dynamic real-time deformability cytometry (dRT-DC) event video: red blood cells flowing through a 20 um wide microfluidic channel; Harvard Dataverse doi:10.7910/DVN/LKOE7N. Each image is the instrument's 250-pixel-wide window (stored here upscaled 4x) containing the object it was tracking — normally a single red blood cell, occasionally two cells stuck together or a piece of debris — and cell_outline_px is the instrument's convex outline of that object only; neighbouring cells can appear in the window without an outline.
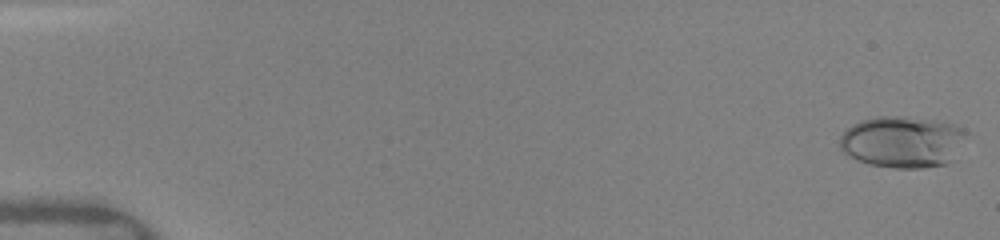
{"species": "human", "species_latin": "Homo sapiens", "temperature_condition": "warm", "stored_images_in_passage": 11, "camera_frame_rate_fps": 3000, "um_per_image_px": 0.085, "donor": {"sex": "female"}, "frame": {"image": 1, "passage_image": 1, "time_ms": 0.0, "image_size_px": [1000, 240], "cell_outline_px": [[968, 132], [948, 164], [924, 168], [896, 168], [868, 164], [856, 160], [840, 152], [840, 136], [852, 124], [876, 116], [900, 116], [932, 120], [956, 124], [964, 128]], "centroid_in_image_um": [76.68, 12.06], "position_along_channel_um": 8.3, "area_um2": 38.15}}
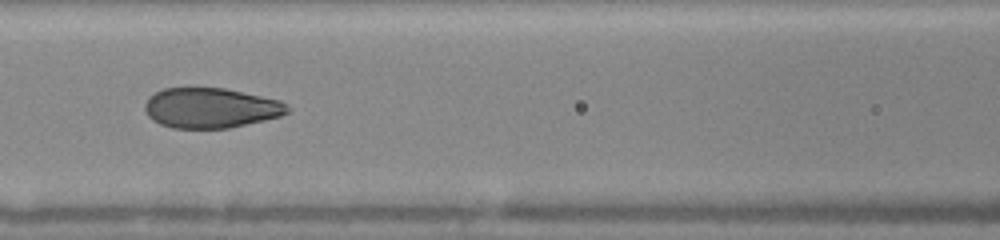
{"frame": {"image": 2, "passage_image": 9, "time_ms": 7.333, "image_size_px": [1000, 240], "cell_outline_px": [[292, 108], [288, 112], [280, 116], [264, 120], [228, 128], [172, 128], [160, 124], [152, 120], [148, 116], [144, 108], [144, 104], [148, 96], [164, 88], [224, 88], [280, 100]], "centroid_in_image_um": [17.89, 9.17], "position_along_channel_um": 148.7, "area_um2": 33.35}}
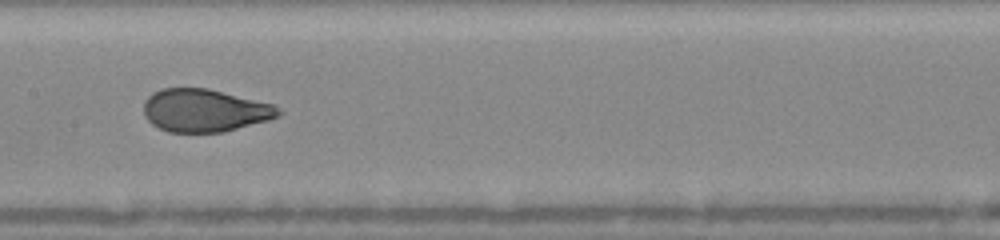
{"frame": {"image": 3, "passage_image": 10, "time_ms": 8.333, "image_size_px": [1000, 240], "cell_outline_px": [[284, 112], [268, 120], [224, 132], [168, 132], [152, 124], [144, 116], [144, 100], [152, 92], [160, 88], [208, 88], [272, 104], [280, 108]], "centroid_in_image_um": [17.37, 9.38], "position_along_channel_um": 190.0, "area_um2": 33.64}}